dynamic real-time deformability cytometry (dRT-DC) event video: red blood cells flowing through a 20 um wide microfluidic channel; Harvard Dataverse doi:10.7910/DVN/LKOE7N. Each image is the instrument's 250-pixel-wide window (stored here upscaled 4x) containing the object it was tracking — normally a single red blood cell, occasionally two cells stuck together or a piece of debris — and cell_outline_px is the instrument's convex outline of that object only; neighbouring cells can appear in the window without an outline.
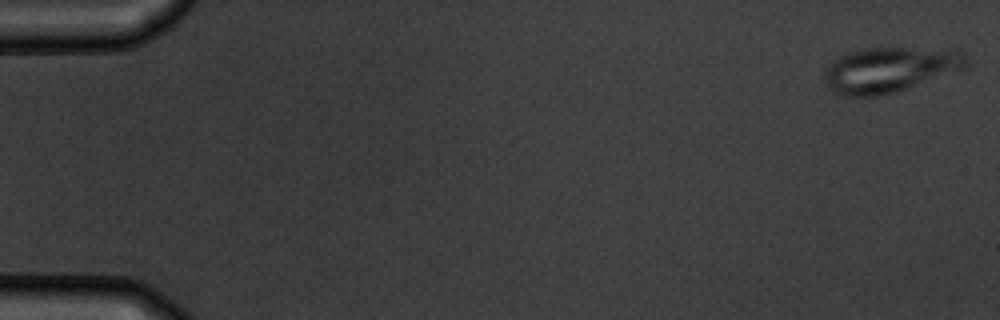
{"species": "common noctule bat (a hibernating species)", "species_latin": "Nyctalus noctula", "temperature_condition": "warm", "stored_images_in_passage": 6, "camera_frame_rate_fps": 3000, "um_per_image_px": 0.085, "animal": {"sex": "male", "body_mass_g": 19.5, "forearm_length_mm": 54.6}, "frame": {"image": 1, "passage_image": 1, "time_ms": 0.0, "image_size_px": [1000, 320], "cell_outline_px": [[968, 64], [964, 68], [908, 88], [896, 92], [880, 96], [844, 96], [832, 92], [828, 88], [824, 80], [824, 72], [840, 56], [848, 52], [868, 48], [904, 48], [964, 52]], "centroid_in_image_um": [75.57, 5.95], "position_along_channel_um": 9.4, "area_um2": 36.7}}